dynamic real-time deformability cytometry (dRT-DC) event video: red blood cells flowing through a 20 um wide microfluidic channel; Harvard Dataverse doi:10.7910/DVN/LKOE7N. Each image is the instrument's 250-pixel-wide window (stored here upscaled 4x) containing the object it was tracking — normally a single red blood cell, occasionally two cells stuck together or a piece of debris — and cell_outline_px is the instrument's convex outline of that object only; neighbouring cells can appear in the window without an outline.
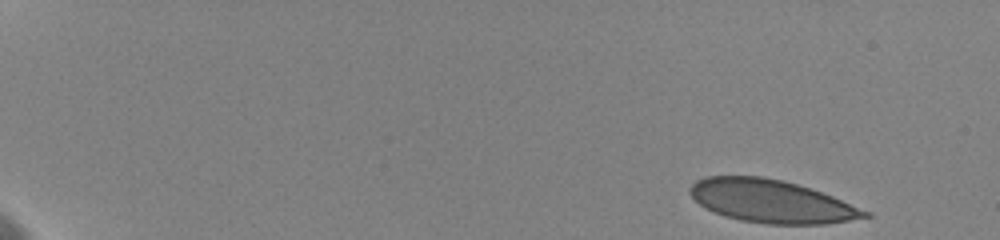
{"species": "human", "species_latin": "Homo sapiens", "temperature_condition": "cold", "stored_images_in_passage": 9, "camera_frame_rate_fps": 3000, "um_per_image_px": 0.085, "donor": {"sex": "female"}, "frame": {"image": 1, "passage_image": 1, "time_ms": 0.0, "image_size_px": [1000, 240], "cell_outline_px": [[872, 216], [824, 224], [768, 224], [740, 220], [724, 216], [704, 208], [688, 192], [688, 188], [696, 180], [708, 176], [760, 176], [784, 180], [832, 196], [872, 212]], "centroid_in_image_um": [65.54, 17.1], "position_along_channel_um": 19.5, "area_um2": 43.58}}
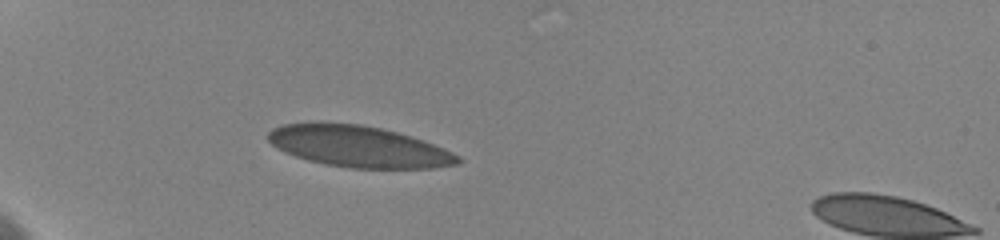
{"frame": {"image": 2, "passage_image": 7, "time_ms": 4.667, "image_size_px": [1000, 240], "cell_outline_px": [[464, 160], [460, 164], [432, 168], [348, 168], [324, 164], [308, 160], [284, 152], [276, 148], [268, 140], [268, 132], [272, 128], [280, 124], [360, 124], [380, 128], [396, 132], [444, 148], [460, 156]], "centroid_in_image_um": [30.5, 12.48], "position_along_channel_um": 54.5, "area_um2": 45.14}}